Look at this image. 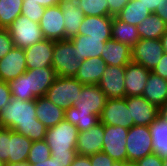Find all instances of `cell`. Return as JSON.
Segmentation results:
<instances>
[{"mask_svg":"<svg viewBox=\"0 0 167 166\" xmlns=\"http://www.w3.org/2000/svg\"><path fill=\"white\" fill-rule=\"evenodd\" d=\"M35 111V99L24 101L12 97L0 113V127L14 130L32 142L43 140L47 127L36 118Z\"/></svg>","mask_w":167,"mask_h":166,"instance_id":"1","label":"cell"},{"mask_svg":"<svg viewBox=\"0 0 167 166\" xmlns=\"http://www.w3.org/2000/svg\"><path fill=\"white\" fill-rule=\"evenodd\" d=\"M78 128L63 120L54 127L47 128L44 140L51 150V156L59 166H70L76 158Z\"/></svg>","mask_w":167,"mask_h":166,"instance_id":"2","label":"cell"},{"mask_svg":"<svg viewBox=\"0 0 167 166\" xmlns=\"http://www.w3.org/2000/svg\"><path fill=\"white\" fill-rule=\"evenodd\" d=\"M55 78L53 67L27 69L24 74L8 84L13 98L28 101L45 96Z\"/></svg>","mask_w":167,"mask_h":166,"instance_id":"3","label":"cell"},{"mask_svg":"<svg viewBox=\"0 0 167 166\" xmlns=\"http://www.w3.org/2000/svg\"><path fill=\"white\" fill-rule=\"evenodd\" d=\"M83 85L74 77L56 76L45 97L55 105L66 110L77 103Z\"/></svg>","mask_w":167,"mask_h":166,"instance_id":"4","label":"cell"},{"mask_svg":"<svg viewBox=\"0 0 167 166\" xmlns=\"http://www.w3.org/2000/svg\"><path fill=\"white\" fill-rule=\"evenodd\" d=\"M81 62L75 56V46L67 40L54 42L52 67L56 76L75 77Z\"/></svg>","mask_w":167,"mask_h":166,"instance_id":"5","label":"cell"},{"mask_svg":"<svg viewBox=\"0 0 167 166\" xmlns=\"http://www.w3.org/2000/svg\"><path fill=\"white\" fill-rule=\"evenodd\" d=\"M11 35L14 47L25 49L45 39L39 23L31 21L24 15H19L6 28Z\"/></svg>","mask_w":167,"mask_h":166,"instance_id":"6","label":"cell"},{"mask_svg":"<svg viewBox=\"0 0 167 166\" xmlns=\"http://www.w3.org/2000/svg\"><path fill=\"white\" fill-rule=\"evenodd\" d=\"M127 161L137 162L153 153L152 137L148 126L133 125L126 138Z\"/></svg>","mask_w":167,"mask_h":166,"instance_id":"7","label":"cell"},{"mask_svg":"<svg viewBox=\"0 0 167 166\" xmlns=\"http://www.w3.org/2000/svg\"><path fill=\"white\" fill-rule=\"evenodd\" d=\"M128 130L129 128L119 125H104L102 152L117 163L127 161L126 138Z\"/></svg>","mask_w":167,"mask_h":166,"instance_id":"8","label":"cell"},{"mask_svg":"<svg viewBox=\"0 0 167 166\" xmlns=\"http://www.w3.org/2000/svg\"><path fill=\"white\" fill-rule=\"evenodd\" d=\"M132 62L152 69L158 64L164 54L160 39H140L132 47Z\"/></svg>","mask_w":167,"mask_h":166,"instance_id":"9","label":"cell"},{"mask_svg":"<svg viewBox=\"0 0 167 166\" xmlns=\"http://www.w3.org/2000/svg\"><path fill=\"white\" fill-rule=\"evenodd\" d=\"M99 118L104 125H119L125 128L134 125V120H130V108L127 107L126 97L107 99Z\"/></svg>","mask_w":167,"mask_h":166,"instance_id":"10","label":"cell"},{"mask_svg":"<svg viewBox=\"0 0 167 166\" xmlns=\"http://www.w3.org/2000/svg\"><path fill=\"white\" fill-rule=\"evenodd\" d=\"M125 66H107L97 84L107 99L125 98Z\"/></svg>","mask_w":167,"mask_h":166,"instance_id":"11","label":"cell"},{"mask_svg":"<svg viewBox=\"0 0 167 166\" xmlns=\"http://www.w3.org/2000/svg\"><path fill=\"white\" fill-rule=\"evenodd\" d=\"M63 12L59 4L45 8L39 22L45 39L59 41L65 40V27Z\"/></svg>","mask_w":167,"mask_h":166,"instance_id":"12","label":"cell"},{"mask_svg":"<svg viewBox=\"0 0 167 166\" xmlns=\"http://www.w3.org/2000/svg\"><path fill=\"white\" fill-rule=\"evenodd\" d=\"M27 71L24 49L13 47L0 59V80L9 82Z\"/></svg>","mask_w":167,"mask_h":166,"instance_id":"13","label":"cell"},{"mask_svg":"<svg viewBox=\"0 0 167 166\" xmlns=\"http://www.w3.org/2000/svg\"><path fill=\"white\" fill-rule=\"evenodd\" d=\"M106 101L107 97L98 85L85 84L74 106L79 111L92 112L100 117Z\"/></svg>","mask_w":167,"mask_h":166,"instance_id":"14","label":"cell"},{"mask_svg":"<svg viewBox=\"0 0 167 166\" xmlns=\"http://www.w3.org/2000/svg\"><path fill=\"white\" fill-rule=\"evenodd\" d=\"M54 40L44 39L24 49L27 69L52 67Z\"/></svg>","mask_w":167,"mask_h":166,"instance_id":"15","label":"cell"},{"mask_svg":"<svg viewBox=\"0 0 167 166\" xmlns=\"http://www.w3.org/2000/svg\"><path fill=\"white\" fill-rule=\"evenodd\" d=\"M126 102L134 125L149 126L158 117L159 108L142 96L126 97Z\"/></svg>","mask_w":167,"mask_h":166,"instance_id":"16","label":"cell"},{"mask_svg":"<svg viewBox=\"0 0 167 166\" xmlns=\"http://www.w3.org/2000/svg\"><path fill=\"white\" fill-rule=\"evenodd\" d=\"M104 124L99 122L89 130L78 133L76 151L78 155L89 156L102 152Z\"/></svg>","mask_w":167,"mask_h":166,"instance_id":"17","label":"cell"},{"mask_svg":"<svg viewBox=\"0 0 167 166\" xmlns=\"http://www.w3.org/2000/svg\"><path fill=\"white\" fill-rule=\"evenodd\" d=\"M150 70L144 66L130 62L125 66L126 97L142 96Z\"/></svg>","mask_w":167,"mask_h":166,"instance_id":"18","label":"cell"},{"mask_svg":"<svg viewBox=\"0 0 167 166\" xmlns=\"http://www.w3.org/2000/svg\"><path fill=\"white\" fill-rule=\"evenodd\" d=\"M80 3L81 0H59V6L64 16L65 40L78 35L80 25L85 17L79 7Z\"/></svg>","mask_w":167,"mask_h":166,"instance_id":"19","label":"cell"},{"mask_svg":"<svg viewBox=\"0 0 167 166\" xmlns=\"http://www.w3.org/2000/svg\"><path fill=\"white\" fill-rule=\"evenodd\" d=\"M111 38H95L89 35L78 34L69 40L75 46V56L82 62L91 57H101L102 49Z\"/></svg>","mask_w":167,"mask_h":166,"instance_id":"20","label":"cell"},{"mask_svg":"<svg viewBox=\"0 0 167 166\" xmlns=\"http://www.w3.org/2000/svg\"><path fill=\"white\" fill-rule=\"evenodd\" d=\"M132 48L114 39L106 41L102 49L101 58L107 66H126L132 61Z\"/></svg>","mask_w":167,"mask_h":166,"instance_id":"21","label":"cell"},{"mask_svg":"<svg viewBox=\"0 0 167 166\" xmlns=\"http://www.w3.org/2000/svg\"><path fill=\"white\" fill-rule=\"evenodd\" d=\"M112 16H85L78 34L95 38H112Z\"/></svg>","mask_w":167,"mask_h":166,"instance_id":"22","label":"cell"},{"mask_svg":"<svg viewBox=\"0 0 167 166\" xmlns=\"http://www.w3.org/2000/svg\"><path fill=\"white\" fill-rule=\"evenodd\" d=\"M36 118L47 128L64 120L65 110L49 101L45 96L35 99Z\"/></svg>","mask_w":167,"mask_h":166,"instance_id":"23","label":"cell"},{"mask_svg":"<svg viewBox=\"0 0 167 166\" xmlns=\"http://www.w3.org/2000/svg\"><path fill=\"white\" fill-rule=\"evenodd\" d=\"M107 65L101 57H91L81 62L74 78L81 83L97 85Z\"/></svg>","mask_w":167,"mask_h":166,"instance_id":"24","label":"cell"},{"mask_svg":"<svg viewBox=\"0 0 167 166\" xmlns=\"http://www.w3.org/2000/svg\"><path fill=\"white\" fill-rule=\"evenodd\" d=\"M142 97L158 108L167 101V79L150 71Z\"/></svg>","mask_w":167,"mask_h":166,"instance_id":"25","label":"cell"},{"mask_svg":"<svg viewBox=\"0 0 167 166\" xmlns=\"http://www.w3.org/2000/svg\"><path fill=\"white\" fill-rule=\"evenodd\" d=\"M32 141L24 135L9 129V158L6 164L26 162Z\"/></svg>","mask_w":167,"mask_h":166,"instance_id":"26","label":"cell"},{"mask_svg":"<svg viewBox=\"0 0 167 166\" xmlns=\"http://www.w3.org/2000/svg\"><path fill=\"white\" fill-rule=\"evenodd\" d=\"M111 32L112 39L127 44L131 48L140 40L136 26L120 20L117 16L113 17Z\"/></svg>","mask_w":167,"mask_h":166,"instance_id":"27","label":"cell"},{"mask_svg":"<svg viewBox=\"0 0 167 166\" xmlns=\"http://www.w3.org/2000/svg\"><path fill=\"white\" fill-rule=\"evenodd\" d=\"M136 28L140 39H160L167 31V24L157 14L152 13Z\"/></svg>","mask_w":167,"mask_h":166,"instance_id":"28","label":"cell"},{"mask_svg":"<svg viewBox=\"0 0 167 166\" xmlns=\"http://www.w3.org/2000/svg\"><path fill=\"white\" fill-rule=\"evenodd\" d=\"M152 137L153 153L167 157V122L159 116L148 126Z\"/></svg>","mask_w":167,"mask_h":166,"instance_id":"29","label":"cell"},{"mask_svg":"<svg viewBox=\"0 0 167 166\" xmlns=\"http://www.w3.org/2000/svg\"><path fill=\"white\" fill-rule=\"evenodd\" d=\"M64 120L75 125L79 132L89 130L100 122L99 116L92 112L79 111L74 105L65 110Z\"/></svg>","mask_w":167,"mask_h":166,"instance_id":"30","label":"cell"},{"mask_svg":"<svg viewBox=\"0 0 167 166\" xmlns=\"http://www.w3.org/2000/svg\"><path fill=\"white\" fill-rule=\"evenodd\" d=\"M151 14L152 12L140 0H130L117 17L128 24L138 26L141 21Z\"/></svg>","mask_w":167,"mask_h":166,"instance_id":"31","label":"cell"},{"mask_svg":"<svg viewBox=\"0 0 167 166\" xmlns=\"http://www.w3.org/2000/svg\"><path fill=\"white\" fill-rule=\"evenodd\" d=\"M23 0H0V27L6 29L21 15Z\"/></svg>","mask_w":167,"mask_h":166,"instance_id":"32","label":"cell"},{"mask_svg":"<svg viewBox=\"0 0 167 166\" xmlns=\"http://www.w3.org/2000/svg\"><path fill=\"white\" fill-rule=\"evenodd\" d=\"M79 7L85 16H109L107 0H81Z\"/></svg>","mask_w":167,"mask_h":166,"instance_id":"33","label":"cell"},{"mask_svg":"<svg viewBox=\"0 0 167 166\" xmlns=\"http://www.w3.org/2000/svg\"><path fill=\"white\" fill-rule=\"evenodd\" d=\"M49 157H51V150L44 139L32 142L27 162L30 164L44 162Z\"/></svg>","mask_w":167,"mask_h":166,"instance_id":"34","label":"cell"},{"mask_svg":"<svg viewBox=\"0 0 167 166\" xmlns=\"http://www.w3.org/2000/svg\"><path fill=\"white\" fill-rule=\"evenodd\" d=\"M45 8L38 3L23 2L21 14L28 17L31 21L39 23Z\"/></svg>","mask_w":167,"mask_h":166,"instance_id":"35","label":"cell"},{"mask_svg":"<svg viewBox=\"0 0 167 166\" xmlns=\"http://www.w3.org/2000/svg\"><path fill=\"white\" fill-rule=\"evenodd\" d=\"M9 158V129L0 127V162L6 164Z\"/></svg>","mask_w":167,"mask_h":166,"instance_id":"36","label":"cell"},{"mask_svg":"<svg viewBox=\"0 0 167 166\" xmlns=\"http://www.w3.org/2000/svg\"><path fill=\"white\" fill-rule=\"evenodd\" d=\"M14 47L13 40L7 29H0V59Z\"/></svg>","mask_w":167,"mask_h":166,"instance_id":"37","label":"cell"},{"mask_svg":"<svg viewBox=\"0 0 167 166\" xmlns=\"http://www.w3.org/2000/svg\"><path fill=\"white\" fill-rule=\"evenodd\" d=\"M89 158L92 166H118L117 162L103 152L89 155Z\"/></svg>","mask_w":167,"mask_h":166,"instance_id":"38","label":"cell"},{"mask_svg":"<svg viewBox=\"0 0 167 166\" xmlns=\"http://www.w3.org/2000/svg\"><path fill=\"white\" fill-rule=\"evenodd\" d=\"M12 93L8 82L0 80V113L3 108L10 102Z\"/></svg>","mask_w":167,"mask_h":166,"instance_id":"39","label":"cell"},{"mask_svg":"<svg viewBox=\"0 0 167 166\" xmlns=\"http://www.w3.org/2000/svg\"><path fill=\"white\" fill-rule=\"evenodd\" d=\"M138 166H163V158L152 153L137 161Z\"/></svg>","mask_w":167,"mask_h":166,"instance_id":"40","label":"cell"},{"mask_svg":"<svg viewBox=\"0 0 167 166\" xmlns=\"http://www.w3.org/2000/svg\"><path fill=\"white\" fill-rule=\"evenodd\" d=\"M109 6V16L115 17L125 7L130 0H107Z\"/></svg>","mask_w":167,"mask_h":166,"instance_id":"41","label":"cell"},{"mask_svg":"<svg viewBox=\"0 0 167 166\" xmlns=\"http://www.w3.org/2000/svg\"><path fill=\"white\" fill-rule=\"evenodd\" d=\"M152 72L156 75L167 79V54L164 53L158 64L152 69Z\"/></svg>","mask_w":167,"mask_h":166,"instance_id":"42","label":"cell"},{"mask_svg":"<svg viewBox=\"0 0 167 166\" xmlns=\"http://www.w3.org/2000/svg\"><path fill=\"white\" fill-rule=\"evenodd\" d=\"M154 14H157L167 24V0H161Z\"/></svg>","mask_w":167,"mask_h":166,"instance_id":"43","label":"cell"},{"mask_svg":"<svg viewBox=\"0 0 167 166\" xmlns=\"http://www.w3.org/2000/svg\"><path fill=\"white\" fill-rule=\"evenodd\" d=\"M70 166H92L89 156L77 155Z\"/></svg>","mask_w":167,"mask_h":166,"instance_id":"44","label":"cell"},{"mask_svg":"<svg viewBox=\"0 0 167 166\" xmlns=\"http://www.w3.org/2000/svg\"><path fill=\"white\" fill-rule=\"evenodd\" d=\"M23 2H33V3H38L44 8L50 7V6H55L59 4V0H23Z\"/></svg>","mask_w":167,"mask_h":166,"instance_id":"45","label":"cell"},{"mask_svg":"<svg viewBox=\"0 0 167 166\" xmlns=\"http://www.w3.org/2000/svg\"><path fill=\"white\" fill-rule=\"evenodd\" d=\"M142 4L147 7L152 13L155 12L157 6L161 3V0H140Z\"/></svg>","mask_w":167,"mask_h":166,"instance_id":"46","label":"cell"},{"mask_svg":"<svg viewBox=\"0 0 167 166\" xmlns=\"http://www.w3.org/2000/svg\"><path fill=\"white\" fill-rule=\"evenodd\" d=\"M31 166H59V164L51 156L47 160H45L44 162H39V163L31 164Z\"/></svg>","mask_w":167,"mask_h":166,"instance_id":"47","label":"cell"},{"mask_svg":"<svg viewBox=\"0 0 167 166\" xmlns=\"http://www.w3.org/2000/svg\"><path fill=\"white\" fill-rule=\"evenodd\" d=\"M158 116L167 122V101L159 107Z\"/></svg>","mask_w":167,"mask_h":166,"instance_id":"48","label":"cell"},{"mask_svg":"<svg viewBox=\"0 0 167 166\" xmlns=\"http://www.w3.org/2000/svg\"><path fill=\"white\" fill-rule=\"evenodd\" d=\"M160 40L163 46L164 53L167 54V31L162 35Z\"/></svg>","mask_w":167,"mask_h":166,"instance_id":"49","label":"cell"},{"mask_svg":"<svg viewBox=\"0 0 167 166\" xmlns=\"http://www.w3.org/2000/svg\"><path fill=\"white\" fill-rule=\"evenodd\" d=\"M118 166H138V164L134 161H124L122 163H118Z\"/></svg>","mask_w":167,"mask_h":166,"instance_id":"50","label":"cell"},{"mask_svg":"<svg viewBox=\"0 0 167 166\" xmlns=\"http://www.w3.org/2000/svg\"><path fill=\"white\" fill-rule=\"evenodd\" d=\"M3 166H31L29 162H19V163H13V164H4Z\"/></svg>","mask_w":167,"mask_h":166,"instance_id":"51","label":"cell"},{"mask_svg":"<svg viewBox=\"0 0 167 166\" xmlns=\"http://www.w3.org/2000/svg\"><path fill=\"white\" fill-rule=\"evenodd\" d=\"M163 166H167V157L163 158Z\"/></svg>","mask_w":167,"mask_h":166,"instance_id":"52","label":"cell"}]
</instances>
